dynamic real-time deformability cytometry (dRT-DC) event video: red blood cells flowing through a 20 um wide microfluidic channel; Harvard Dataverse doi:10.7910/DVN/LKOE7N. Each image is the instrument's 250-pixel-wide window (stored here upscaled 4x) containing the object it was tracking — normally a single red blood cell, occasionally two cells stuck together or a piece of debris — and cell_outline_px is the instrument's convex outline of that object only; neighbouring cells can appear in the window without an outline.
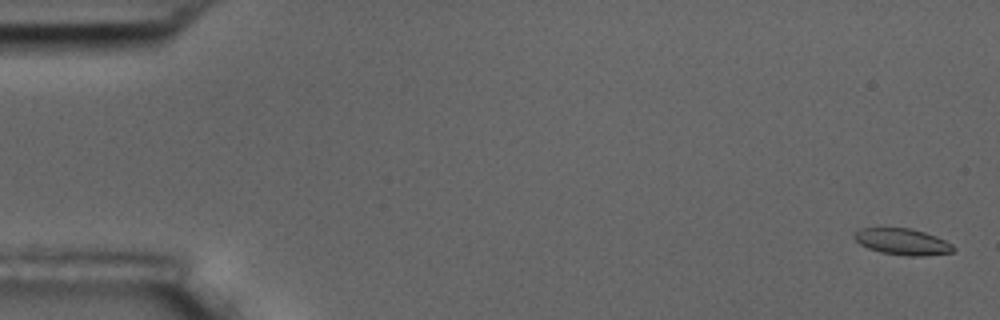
{"species": "common noctule bat (a hibernating species)", "species_latin": "Nyctalus noctula", "temperature_condition": "room temperature", "stored_images_in_passage": 5, "camera_frame_rate_fps": 3000, "um_per_image_px": 0.085, "animal": {"sex": "male", "body_mass_g": 17.5, "forearm_length_mm": 52.3}, "frame": {"image": 1, "passage_image": 1, "time_ms": 0.0, "image_size_px": [1000, 320], "cell_outline_px": [[956, 248], [952, 252], [924, 256], [908, 256], [880, 252], [868, 248], [860, 244], [852, 236], [852, 232], [856, 228], [912, 228], [936, 236], [952, 244]], "centroid_in_image_um": [76.67, 20.53], "position_along_channel_um": 8.3, "area_um2": 15.37}}
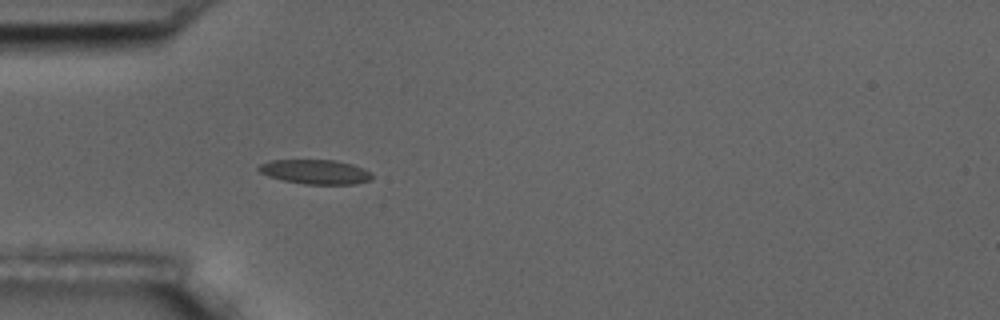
{"frame": {"image": 2, "passage_image": 5, "time_ms": 5.333, "image_size_px": [1000, 320], "cell_outline_px": [[372, 180], [356, 184], [304, 184], [284, 180], [268, 176], [260, 172], [256, 168], [260, 164], [268, 160], [336, 160], [352, 164], [372, 172]], "centroid_in_image_um": [26.82, 14.6], "position_along_channel_um": 58.2, "area_um2": 16.24}}